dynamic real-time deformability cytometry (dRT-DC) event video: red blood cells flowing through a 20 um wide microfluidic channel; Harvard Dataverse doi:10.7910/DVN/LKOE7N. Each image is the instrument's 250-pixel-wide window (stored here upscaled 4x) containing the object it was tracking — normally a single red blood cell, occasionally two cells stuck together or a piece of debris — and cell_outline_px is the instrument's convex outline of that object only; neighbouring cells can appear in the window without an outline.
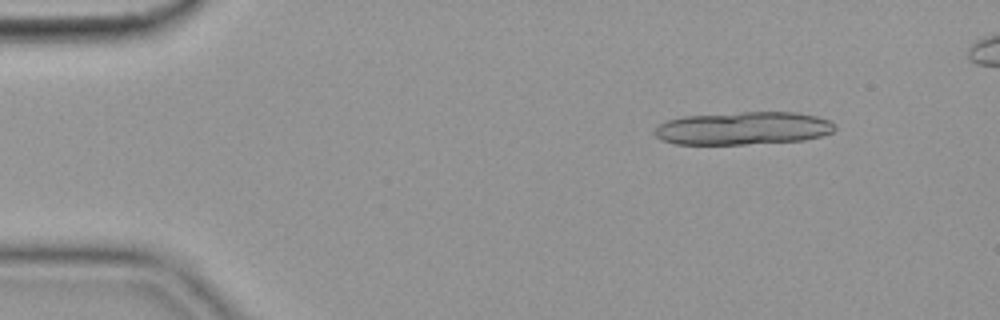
{"species": "common noctule bat (a hibernating species)", "species_latin": "Nyctalus noctula", "temperature_condition": "cold", "stored_images_in_passage": 20, "camera_frame_rate_fps": 3000, "um_per_image_px": 0.085, "animal": {"sex": "female", "body_mass_g": 19.9}, "frame": {"image": 1, "passage_image": 6, "time_ms": 1.667, "image_size_px": [1000, 320], "cell_outline_px": [[836, 128], [832, 132], [820, 136], [804, 140], [744, 144], [676, 144], [660, 140], [652, 132], [660, 124], [668, 120], [684, 116], [744, 112], [796, 112], [816, 116], [828, 120]], "centroid_in_image_um": [63.14, 10.9], "position_along_channel_um": 21.9, "area_um2": 34.45}}